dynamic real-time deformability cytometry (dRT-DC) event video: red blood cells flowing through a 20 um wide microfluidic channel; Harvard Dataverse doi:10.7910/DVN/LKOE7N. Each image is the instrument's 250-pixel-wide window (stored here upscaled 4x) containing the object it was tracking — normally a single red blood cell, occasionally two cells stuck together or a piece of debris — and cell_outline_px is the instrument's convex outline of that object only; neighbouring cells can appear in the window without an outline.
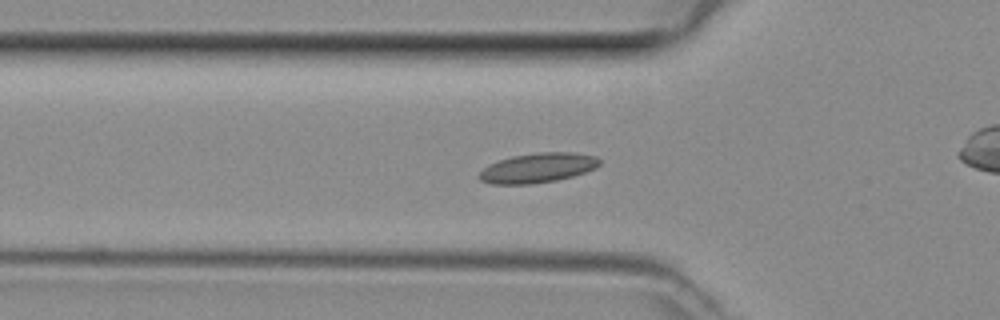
{"species": "common noctule bat (a hibernating species)", "species_latin": "Nyctalus noctula", "temperature_condition": "room temperature", "stored_images_in_passage": 43, "camera_frame_rate_fps": 3000, "um_per_image_px": 0.085, "animal": {"sex": "female", "body_mass_g": 29.2, "forearm_length_mm": 56.3}, "frame": {"image": 1, "passage_image": 9, "time_ms": 2.667, "image_size_px": [1000, 320], "cell_outline_px": [[600, 164], [596, 168], [572, 176], [556, 180], [532, 184], [492, 184], [480, 180], [476, 176], [488, 164], [512, 156], [540, 152], [572, 152], [596, 156], [600, 160]], "centroid_in_image_um": [45.69, 14.27], "position_along_channel_um": 80.1, "area_um2": 20.81}}
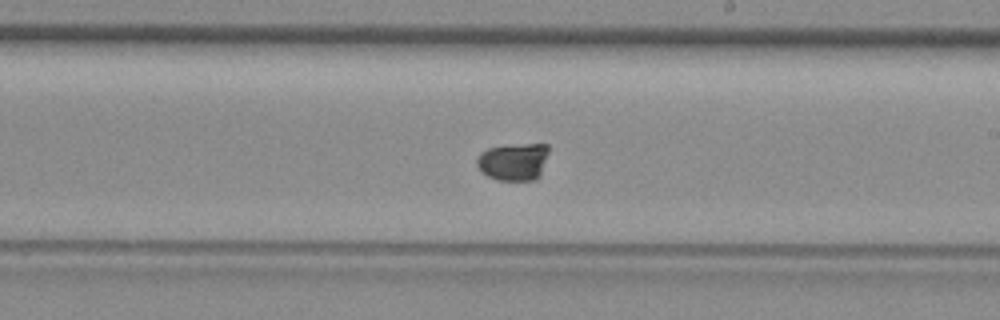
{"frame": {"image": 2, "passage_image": 21, "time_ms": 6.667, "image_size_px": [1000, 320], "cell_outline_px": [[548, 152], [540, 176], [536, 180], [500, 180], [488, 176], [480, 172], [476, 164], [476, 156], [480, 152], [488, 148], [524, 144], [548, 144]], "centroid_in_image_um": [43.62, 13.75], "position_along_channel_um": 245.4, "area_um2": 15.72}}
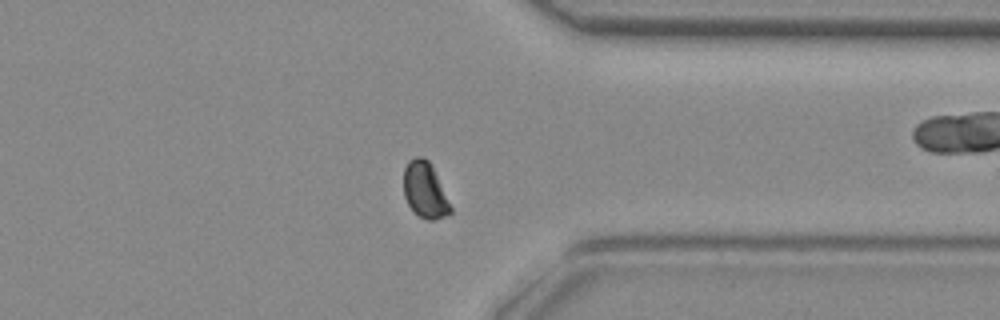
{"frame": {"image": 3, "passage_image": 31, "time_ms": 10.0, "image_size_px": [1000, 320], "cell_outline_px": [[452, 212], [444, 216], [432, 220], [428, 220], [420, 216], [408, 204], [404, 196], [404, 168], [408, 160], [416, 156], [420, 156], [428, 160], [432, 164], [452, 208]], "centroid_in_image_um": [36.12, 16.13], "position_along_channel_um": 375.3, "area_um2": 15.14}}